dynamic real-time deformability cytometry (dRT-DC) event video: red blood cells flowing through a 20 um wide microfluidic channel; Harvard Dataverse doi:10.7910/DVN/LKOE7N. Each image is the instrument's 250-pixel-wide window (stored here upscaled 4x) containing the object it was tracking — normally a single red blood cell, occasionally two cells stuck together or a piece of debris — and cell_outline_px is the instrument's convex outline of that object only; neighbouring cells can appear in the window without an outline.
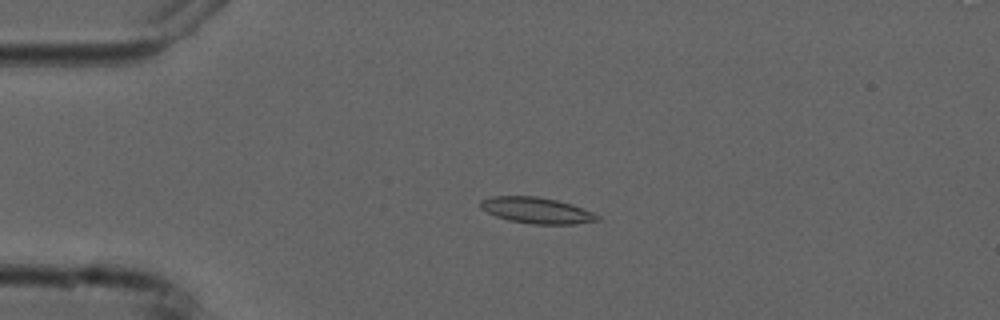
{"species": "common noctule bat (a hibernating species)", "species_latin": "Nyctalus noctula", "temperature_condition": "cold", "stored_images_in_passage": 5, "camera_frame_rate_fps": 3000, "um_per_image_px": 0.085, "animal": {"sex": "male", "forearm_length_mm": 52.5}, "frame": {"image": 1, "passage_image": 4, "time_ms": 3.667, "image_size_px": [1000, 320], "cell_outline_px": [[600, 220], [576, 224], [532, 224], [508, 220], [496, 216], [480, 208], [480, 200], [492, 196], [536, 196], [556, 200], [572, 204], [592, 212], [600, 216]], "centroid_in_image_um": [45.61, 17.88], "position_along_channel_um": 39.4, "area_um2": 17.74}}